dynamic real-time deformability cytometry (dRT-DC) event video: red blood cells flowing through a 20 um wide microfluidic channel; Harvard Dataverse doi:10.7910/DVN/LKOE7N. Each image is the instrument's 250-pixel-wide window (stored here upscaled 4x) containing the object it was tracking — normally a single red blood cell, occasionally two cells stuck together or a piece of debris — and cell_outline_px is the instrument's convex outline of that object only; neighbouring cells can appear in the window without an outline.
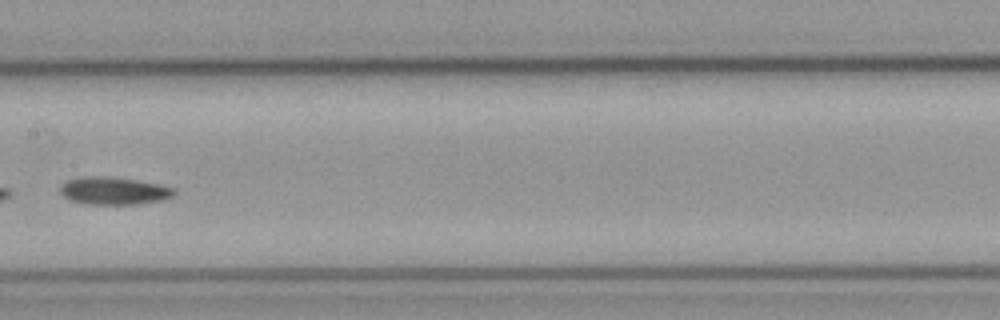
{"species": "common noctule bat (a hibernating species)", "species_latin": "Nyctalus noctula", "temperature_condition": "cold", "stored_images_in_passage": 7, "camera_frame_rate_fps": 3000, "um_per_image_px": 0.085, "animal": {"sex": "male", "body_mass_g": 23.1, "forearm_length_mm": 52.7}, "frame": {"image": 1, "passage_image": 6, "time_ms": 1.667, "image_size_px": [1000, 320], "cell_outline_px": [[176, 192], [172, 196], [164, 200], [136, 204], [84, 204], [68, 200], [60, 192], [60, 188], [68, 180], [84, 176], [112, 176], [160, 184], [172, 188]], "centroid_in_image_um": [9.67, 16.22], "position_along_channel_um": 197.7, "area_um2": 18.38}}
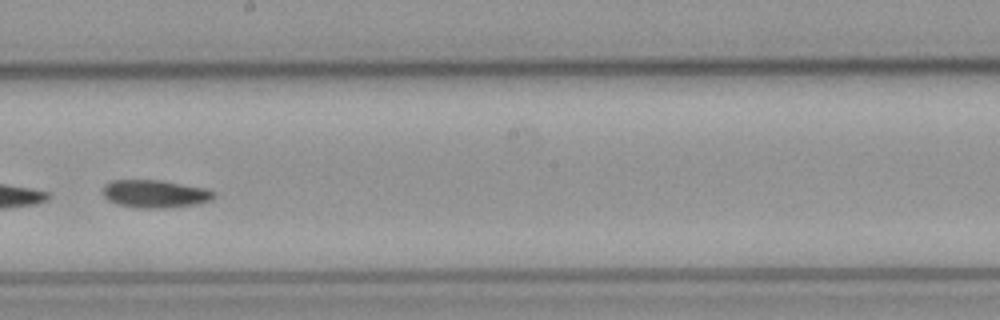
{"frame": {"image": 2, "passage_image": 7, "time_ms": 2.0, "image_size_px": [1000, 320], "cell_outline_px": [[216, 196], [212, 200], [196, 204], [172, 208], [136, 208], [116, 204], [108, 200], [100, 192], [100, 188], [104, 184], [112, 180], [160, 180], [208, 188], [216, 192]], "centroid_in_image_um": [13.16, 16.48], "position_along_channel_um": 235.0, "area_um2": 18.55}}